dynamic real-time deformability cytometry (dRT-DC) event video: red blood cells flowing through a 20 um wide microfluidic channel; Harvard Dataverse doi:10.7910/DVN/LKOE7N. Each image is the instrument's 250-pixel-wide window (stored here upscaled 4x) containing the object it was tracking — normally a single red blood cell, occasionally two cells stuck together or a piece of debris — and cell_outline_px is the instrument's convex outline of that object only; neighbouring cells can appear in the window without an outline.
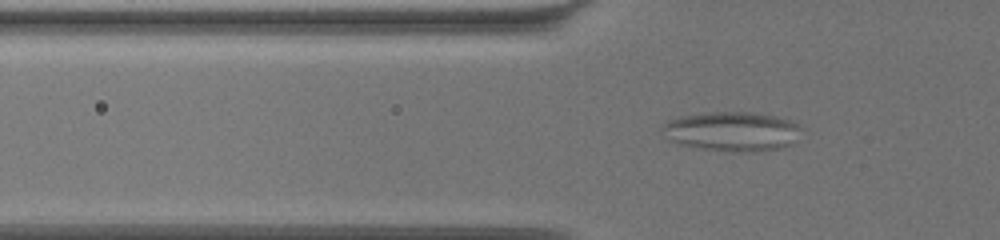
{"species": "common noctule bat (a hibernating species)", "species_latin": "Nyctalus noctula", "temperature_condition": "warm", "stored_images_in_passage": 64, "camera_frame_rate_fps": 3000, "um_per_image_px": 0.085, "animal": {"sex": "female", "body_mass_g": 19.5, "forearm_length_mm": 54.1}, "frame": {"image": 1, "passage_image": 24, "time_ms": 7.667, "image_size_px": [1000, 240], "cell_outline_px": [[800, 128], [792, 144], [780, 148], [756, 152], [724, 152], [696, 148], [680, 144], [668, 140], [660, 128], [668, 120], [684, 116], [712, 112], [752, 112], [776, 116], [788, 120], [796, 124]], "centroid_in_image_um": [62.17, 11.19], "position_along_channel_um": 63.6, "area_um2": 32.02}}
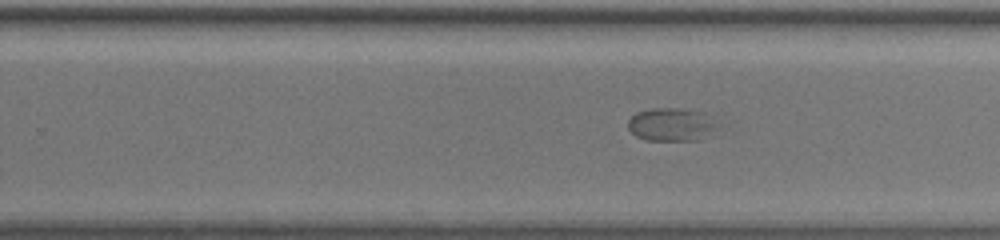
{"frame": {"image": 2, "passage_image": 43, "time_ms": 14.0, "image_size_px": [1000, 240], "cell_outline_px": [[716, 128], [700, 140], [644, 140], [636, 136], [628, 128], [628, 120], [636, 112], [648, 108], [680, 108], [704, 112]], "centroid_in_image_um": [56.98, 10.58], "position_along_channel_um": 272.8, "area_um2": 17.05}}
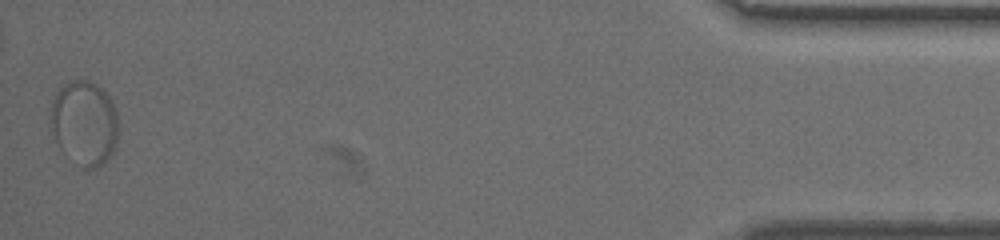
{"frame": {"image": 3, "passage_image": 64, "time_ms": 21.0, "image_size_px": [1000, 240], "cell_outline_px": [[116, 144], [112, 152], [96, 168], [84, 168], [64, 152], [60, 148], [56, 140], [52, 128], [52, 100], [56, 92], [64, 84], [72, 80], [88, 80], [96, 84], [108, 96], [116, 108]], "centroid_in_image_um": [7.17, 10.42], "position_along_channel_um": 428.0, "area_um2": 32.54}}